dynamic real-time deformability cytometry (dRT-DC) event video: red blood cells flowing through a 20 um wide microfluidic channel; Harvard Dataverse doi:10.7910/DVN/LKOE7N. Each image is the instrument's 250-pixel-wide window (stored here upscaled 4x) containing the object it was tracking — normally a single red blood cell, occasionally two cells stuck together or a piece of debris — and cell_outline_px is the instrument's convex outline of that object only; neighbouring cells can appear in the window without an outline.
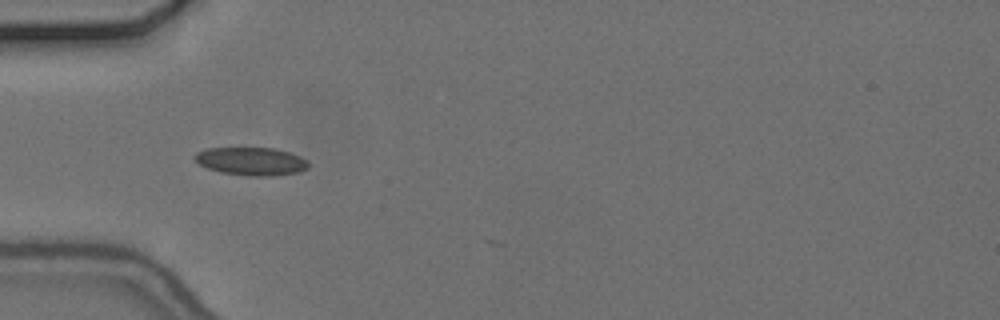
{"species": "common noctule bat (a hibernating species)", "species_latin": "Nyctalus noctula", "temperature_condition": "cold", "stored_images_in_passage": 2, "camera_frame_rate_fps": 3000, "um_per_image_px": 0.085, "animal": {"sex": "female", "body_mass_g": 24.6, "forearm_length_mm": 56.2}, "frame": {"image": 1, "passage_image": 1, "time_ms": 0.0, "image_size_px": [1000, 320], "cell_outline_px": [[308, 168], [296, 172], [272, 176], [252, 176], [220, 172], [208, 168], [200, 164], [192, 156], [196, 152], [208, 148], [276, 148], [300, 156], [308, 160]], "centroid_in_image_um": [21.35, 13.7], "position_along_channel_um": 63.6, "area_um2": 18.5}}